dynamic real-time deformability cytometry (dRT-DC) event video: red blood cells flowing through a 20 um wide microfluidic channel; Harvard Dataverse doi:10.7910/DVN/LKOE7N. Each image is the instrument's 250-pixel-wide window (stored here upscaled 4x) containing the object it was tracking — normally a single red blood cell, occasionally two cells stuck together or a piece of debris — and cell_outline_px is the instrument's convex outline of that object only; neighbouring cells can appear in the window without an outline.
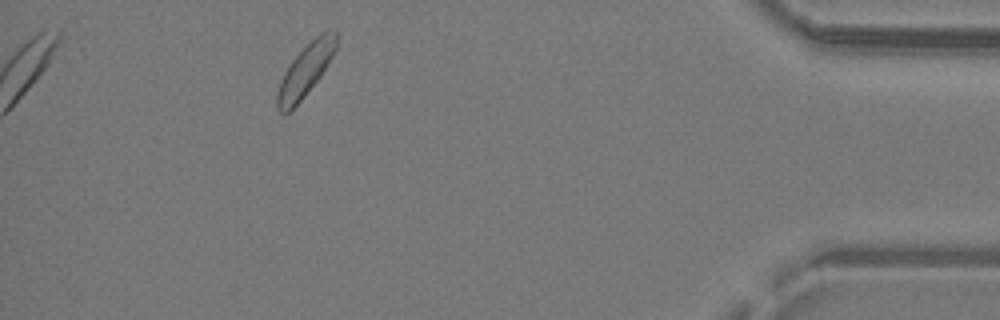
{"species": "common noctule bat (a hibernating species)", "species_latin": "Nyctalus noctula", "temperature_condition": "warm", "stored_images_in_passage": 34, "camera_frame_rate_fps": 3000, "um_per_image_px": 0.085, "animal": {"sex": "male", "body_mass_g": 19.2, "forearm_length_mm": 51.8}, "frame": {"image": 1, "passage_image": 34, "time_ms": 11.0, "image_size_px": [1000, 320], "cell_outline_px": [[336, 48], [332, 56], [320, 76], [304, 96], [284, 116], [276, 108], [276, 92], [280, 80], [284, 72], [292, 60], [320, 32], [336, 32]], "centroid_in_image_um": [25.9, 6.03], "position_along_channel_um": 409.3, "area_um2": 17.46}}